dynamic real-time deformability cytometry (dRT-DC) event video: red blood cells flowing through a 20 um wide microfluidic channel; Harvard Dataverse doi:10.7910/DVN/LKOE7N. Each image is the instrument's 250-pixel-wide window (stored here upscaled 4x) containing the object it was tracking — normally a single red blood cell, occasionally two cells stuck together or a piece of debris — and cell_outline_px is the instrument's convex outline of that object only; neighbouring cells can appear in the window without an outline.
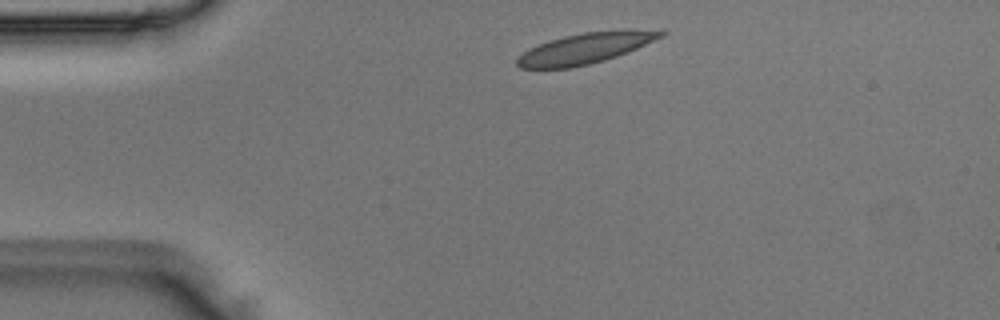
{"species": "Egyptian fruit bat (a non-hibernating species)", "species_latin": "Rousettus aegyptiacus", "temperature_condition": "room temperature", "stored_images_in_passage": 2, "camera_frame_rate_fps": 3000, "um_per_image_px": 0.085, "animal": {"sex": "male"}, "frame": {"image": 1, "passage_image": 1, "time_ms": 0.0, "image_size_px": [1000, 320], "cell_outline_px": [[668, 32], [664, 36], [628, 52], [604, 60], [588, 64], [568, 68], [520, 68], [516, 64], [516, 60], [528, 48], [564, 36], [584, 32], [620, 28], [628, 28]], "centroid_in_image_um": [49.8, 4.08], "position_along_channel_um": 35.2, "area_um2": 25.72}}